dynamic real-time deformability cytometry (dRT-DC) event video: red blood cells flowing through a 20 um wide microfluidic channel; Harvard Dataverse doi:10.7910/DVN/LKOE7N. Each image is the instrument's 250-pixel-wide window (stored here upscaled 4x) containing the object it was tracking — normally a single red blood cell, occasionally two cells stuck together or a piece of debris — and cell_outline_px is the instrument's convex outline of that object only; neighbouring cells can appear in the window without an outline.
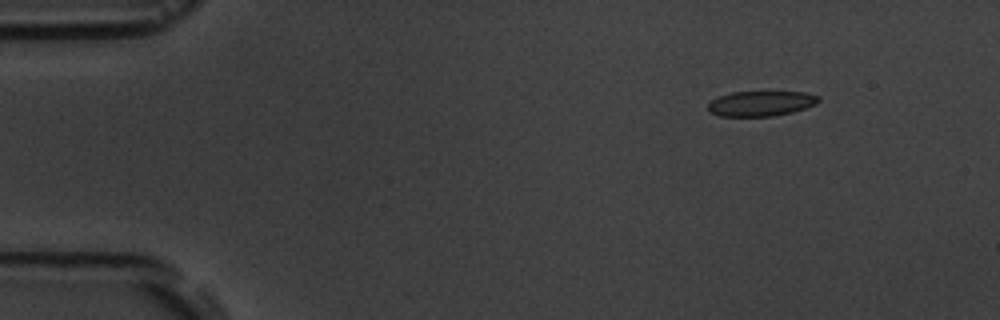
{"species": "common noctule bat (a hibernating species)", "species_latin": "Nyctalus noctula", "temperature_condition": "room temperature", "stored_images_in_passage": 5, "camera_frame_rate_fps": 3000, "um_per_image_px": 0.085, "animal": {"sex": "male", "body_mass_g": 19.5, "forearm_length_mm": 54.6}, "frame": {"image": 1, "passage_image": 2, "time_ms": 1.0, "image_size_px": [1000, 320], "cell_outline_px": [[820, 100], [816, 104], [792, 112], [772, 116], [720, 116], [708, 112], [708, 104], [712, 100], [720, 96], [732, 92], [804, 92], [820, 96]], "centroid_in_image_um": [64.68, 8.8], "position_along_channel_um": 20.3, "area_um2": 16.13}}
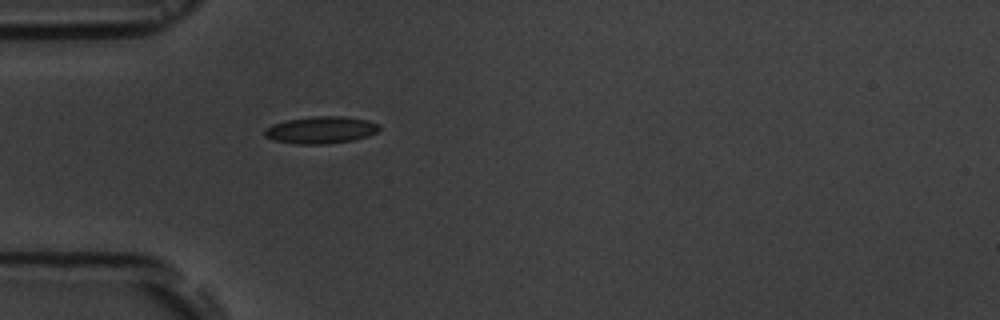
{"frame": {"image": 2, "passage_image": 5, "time_ms": 4.333, "image_size_px": [1000, 320], "cell_outline_px": [[380, 128], [376, 132], [368, 136], [352, 140], [324, 144], [296, 144], [276, 140], [264, 136], [264, 128], [272, 124], [288, 120], [316, 116], [344, 116], [368, 120], [380, 124]], "centroid_in_image_um": [27.29, 11.04], "position_along_channel_um": 57.7, "area_um2": 18.03}}